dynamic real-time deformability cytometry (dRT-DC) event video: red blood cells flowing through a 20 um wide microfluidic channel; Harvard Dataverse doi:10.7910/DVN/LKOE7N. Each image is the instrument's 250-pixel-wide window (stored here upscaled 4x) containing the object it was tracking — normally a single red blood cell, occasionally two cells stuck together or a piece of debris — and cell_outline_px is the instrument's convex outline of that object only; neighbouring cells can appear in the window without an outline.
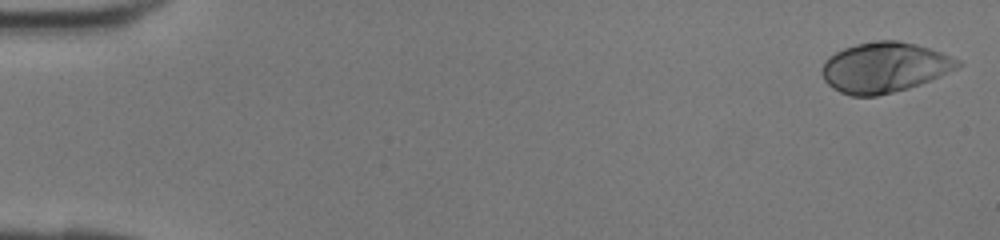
{"species": "human", "species_latin": "Homo sapiens", "temperature_condition": "room temperature", "stored_images_in_passage": 42, "camera_frame_rate_fps": 3000, "um_per_image_px": 0.085, "donor": {"sex": "female"}, "frame": {"image": 1, "passage_image": 1, "time_ms": 0.0, "image_size_px": [1000, 240], "cell_outline_px": [[964, 64], [940, 76], [920, 84], [908, 88], [876, 96], [852, 96], [840, 92], [832, 88], [824, 80], [820, 72], [824, 60], [828, 56], [844, 48], [856, 44], [876, 40], [896, 40], [916, 44], [952, 56], [960, 60]], "centroid_in_image_um": [75.15, 5.72], "position_along_channel_um": 9.8, "area_um2": 39.82}}
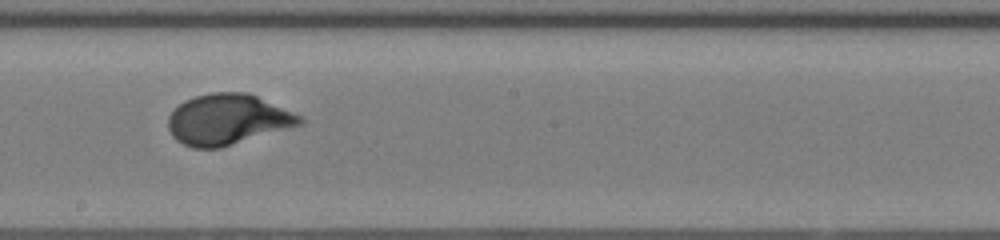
{"frame": {"image": 2, "passage_image": 24, "time_ms": 7.667, "image_size_px": [1000, 240], "cell_outline_px": [[304, 120], [300, 124], [220, 148], [192, 148], [176, 140], [172, 136], [168, 128], [168, 116], [184, 100], [196, 96], [212, 92], [248, 92], [304, 116]], "centroid_in_image_um": [19.34, 10.14], "position_along_channel_um": 228.9, "area_um2": 38.67}}
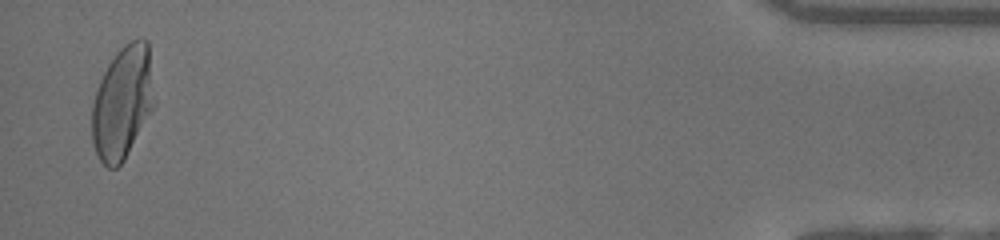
{"frame": {"image": 3, "passage_image": 41, "time_ms": 13.333, "image_size_px": [1000, 240], "cell_outline_px": [[156, 104], [124, 160], [116, 168], [108, 168], [100, 160], [92, 144], [92, 104], [96, 88], [108, 64], [120, 48], [124, 44], [132, 40], [148, 40]], "centroid_in_image_um": [10.43, 8.72], "position_along_channel_um": 424.8, "area_um2": 41.21}}